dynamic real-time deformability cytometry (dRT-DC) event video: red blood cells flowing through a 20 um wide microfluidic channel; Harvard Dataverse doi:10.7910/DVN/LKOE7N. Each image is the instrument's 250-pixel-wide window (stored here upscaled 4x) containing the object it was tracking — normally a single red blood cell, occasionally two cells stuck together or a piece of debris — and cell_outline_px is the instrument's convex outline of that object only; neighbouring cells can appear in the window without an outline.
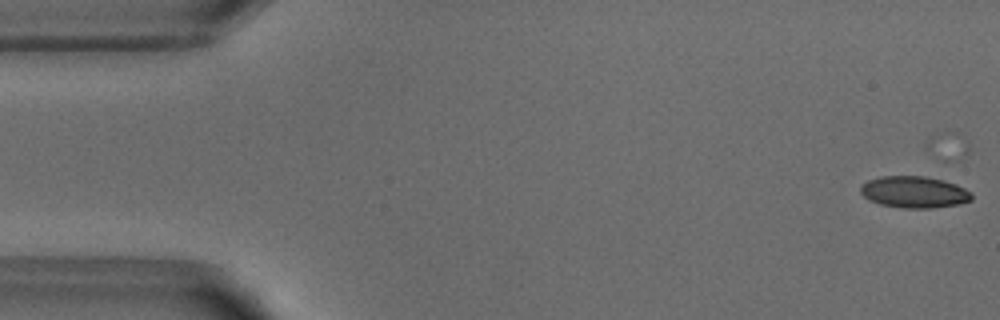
{"species": "common noctule bat (a hibernating species)", "species_latin": "Nyctalus noctula", "temperature_condition": "warm", "stored_images_in_passage": 13, "camera_frame_rate_fps": 3000, "um_per_image_px": 0.085, "animal": {"sex": "male", "body_mass_g": 18.8}, "frame": {"image": 1, "passage_image": 1, "time_ms": 0.0, "image_size_px": [1000, 320], "cell_outline_px": [[972, 200], [956, 204], [932, 208], [904, 208], [880, 204], [868, 200], [860, 192], [860, 184], [868, 180], [880, 176], [924, 176], [944, 180], [956, 184], [972, 192]], "centroid_in_image_um": [77.68, 16.32], "position_along_channel_um": 7.3, "area_um2": 20.58}}